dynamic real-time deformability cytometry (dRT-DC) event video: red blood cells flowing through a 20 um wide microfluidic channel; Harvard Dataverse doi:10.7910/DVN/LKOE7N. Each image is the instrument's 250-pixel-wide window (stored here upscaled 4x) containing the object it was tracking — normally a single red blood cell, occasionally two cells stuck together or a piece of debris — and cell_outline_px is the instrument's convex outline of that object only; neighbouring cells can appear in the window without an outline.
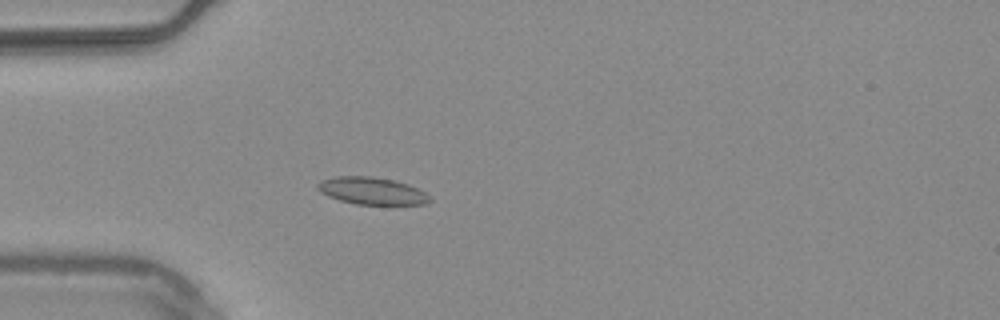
{"species": "common noctule bat (a hibernating species)", "species_latin": "Nyctalus noctula", "temperature_condition": "warm", "stored_images_in_passage": 47, "camera_frame_rate_fps": 3000, "um_per_image_px": 0.085, "animal": {"sex": "male", "body_mass_g": 20.4}, "frame": {"image": 1, "passage_image": 16, "time_ms": 5.0, "image_size_px": [1000, 320], "cell_outline_px": [[432, 200], [424, 204], [356, 204], [340, 200], [328, 196], [320, 192], [316, 188], [316, 184], [320, 180], [336, 176], [372, 176], [396, 180], [408, 184], [432, 196]], "centroid_in_image_um": [31.59, 16.21], "position_along_channel_um": 53.4, "area_um2": 17.92}}
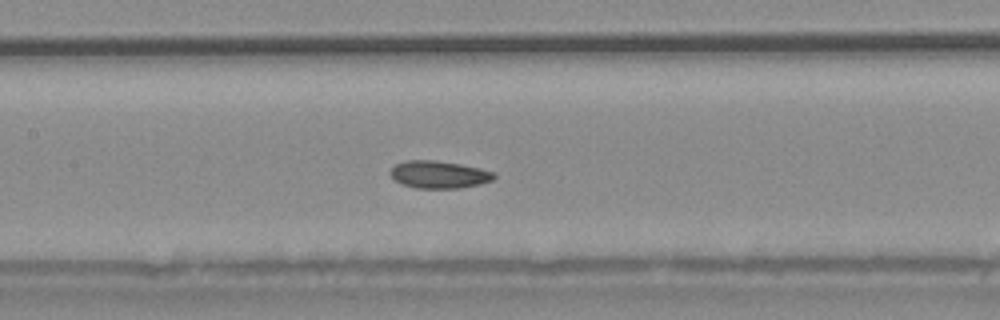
{"frame": {"image": 2, "passage_image": 26, "time_ms": 8.333, "image_size_px": [1000, 320], "cell_outline_px": [[496, 176], [492, 180], [480, 184], [460, 188], [416, 188], [404, 184], [396, 180], [388, 172], [396, 164], [404, 160], [432, 160], [460, 164], [480, 168], [496, 172]], "centroid_in_image_um": [37.33, 14.83], "position_along_channel_um": 170.1, "area_um2": 16.53}}
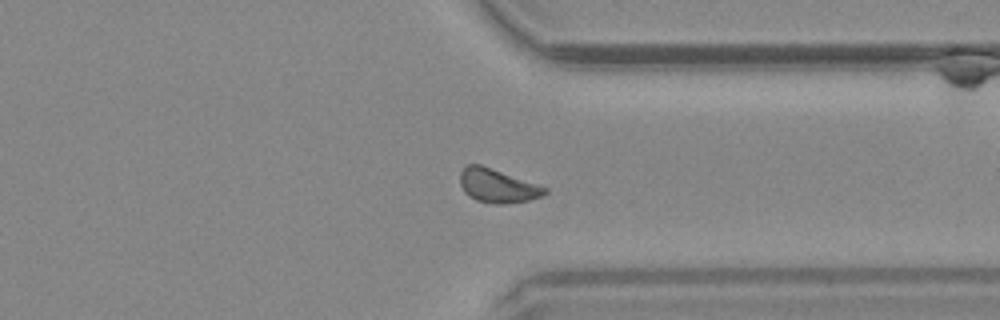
{"frame": {"image": 3, "passage_image": 42, "time_ms": 13.667, "image_size_px": [1000, 320], "cell_outline_px": [[548, 192], [540, 196], [528, 200], [504, 204], [496, 204], [476, 200], [468, 196], [464, 192], [460, 184], [460, 172], [468, 164], [480, 164], [548, 188]], "centroid_in_image_um": [42.26, 15.79], "position_along_channel_um": 369.1, "area_um2": 16.47}, "authors_computed_cell_mechanics": {"area_um2": 16.5308, "velocity_mm_per_s": 3.7309, "shape_relaxation_time_tau1_ms": 9.0265, "shape_relaxation_time_tau2_ms": 3.3523, "deformation_change_tau1": 0.1242, "deformation_change_tau2": 0.0658}}